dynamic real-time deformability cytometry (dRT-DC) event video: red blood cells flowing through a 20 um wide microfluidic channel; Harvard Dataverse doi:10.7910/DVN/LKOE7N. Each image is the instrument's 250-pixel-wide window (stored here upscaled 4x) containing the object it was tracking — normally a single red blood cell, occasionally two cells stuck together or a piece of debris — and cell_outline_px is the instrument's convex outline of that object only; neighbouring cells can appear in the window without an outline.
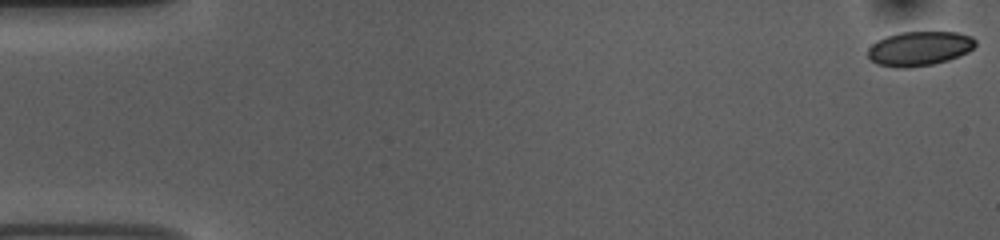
{"species": "common noctule bat (a hibernating species)", "species_latin": "Nyctalus noctula", "temperature_condition": "room temperature", "stored_images_in_passage": 54, "camera_frame_rate_fps": 3000, "um_per_image_px": 0.085, "animal": {"sex": "female", "body_mass_g": 10.0, "forearm_length_mm": 53.1}, "frame": {"image": 1, "passage_image": 1, "time_ms": 0.0, "image_size_px": [1000, 240], "cell_outline_px": [[976, 44], [968, 52], [948, 60], [932, 64], [904, 68], [900, 68], [880, 64], [872, 60], [868, 56], [868, 48], [876, 40], [900, 32], [956, 32], [972, 36], [976, 40]], "centroid_in_image_um": [78.16, 4.11], "position_along_channel_um": 6.8, "area_um2": 21.39}}
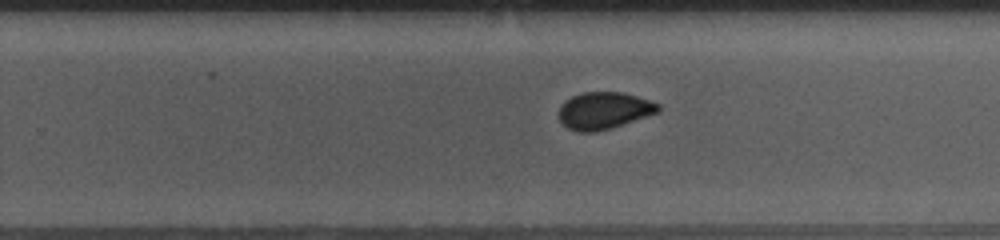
{"frame": {"image": 2, "passage_image": 34, "time_ms": 11.0, "image_size_px": [1000, 240], "cell_outline_px": [[660, 112], [608, 128], [592, 132], [580, 132], [568, 128], [560, 120], [560, 108], [564, 100], [572, 96], [584, 92], [620, 92], [636, 96], [660, 104]], "centroid_in_image_um": [51.34, 9.38], "position_along_channel_um": 278.5, "area_um2": 21.04}}
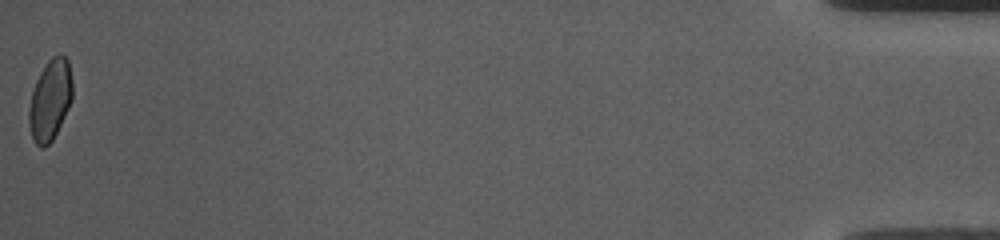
{"frame": {"image": 3, "passage_image": 54, "time_ms": 17.667, "image_size_px": [1000, 240], "cell_outline_px": [[72, 100], [52, 140], [44, 148], [40, 148], [36, 144], [32, 136], [28, 124], [28, 112], [32, 92], [36, 80], [40, 72], [48, 60], [52, 56], [60, 52], [68, 60], [72, 80]], "centroid_in_image_um": [4.25, 8.47], "position_along_channel_um": 430.9, "area_um2": 20.46}, "authors_computed_cell_mechanics": {"area_um2": 21.7906, "velocity_mm_per_s": 3.7275, "shape_relaxation_time_tau1_ms": 2.8748, "shape_relaxation_time_tau2_ms": 1.2298, "deformation_change_tau1": 0.0781, "deformation_change_tau2": 0.0329}}